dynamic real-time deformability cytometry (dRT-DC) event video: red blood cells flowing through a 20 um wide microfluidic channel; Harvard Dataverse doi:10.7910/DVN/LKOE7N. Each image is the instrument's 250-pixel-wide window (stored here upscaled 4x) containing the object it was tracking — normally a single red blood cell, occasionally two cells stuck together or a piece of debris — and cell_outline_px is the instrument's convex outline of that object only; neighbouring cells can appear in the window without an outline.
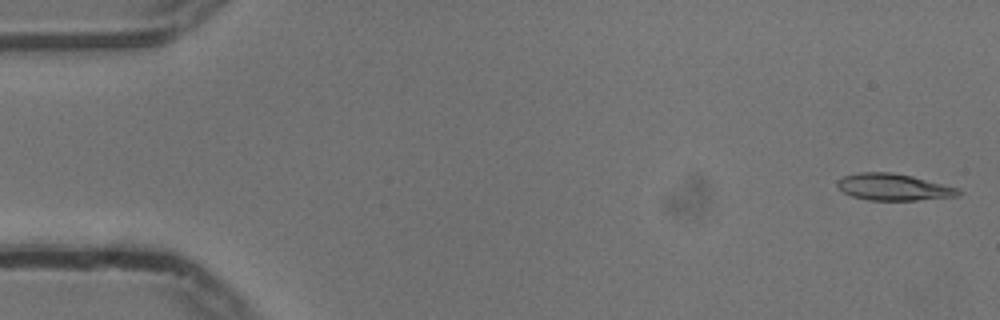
{"species": "common noctule bat (a hibernating species)", "species_latin": "Nyctalus noctula", "temperature_condition": "cold", "stored_images_in_passage": 13, "camera_frame_rate_fps": 3000, "um_per_image_px": 0.085, "animal": {"sex": "male", "body_mass_g": 13.3}, "frame": {"image": 1, "passage_image": 2, "time_ms": 0.333, "image_size_px": [1000, 320], "cell_outline_px": [[964, 192], [960, 196], [916, 200], [868, 200], [852, 196], [844, 192], [836, 184], [836, 180], [844, 176], [860, 172], [892, 172], [912, 176], [960, 188]], "centroid_in_image_um": [76.0, 15.9], "position_along_channel_um": 9.0, "area_um2": 18.96}}